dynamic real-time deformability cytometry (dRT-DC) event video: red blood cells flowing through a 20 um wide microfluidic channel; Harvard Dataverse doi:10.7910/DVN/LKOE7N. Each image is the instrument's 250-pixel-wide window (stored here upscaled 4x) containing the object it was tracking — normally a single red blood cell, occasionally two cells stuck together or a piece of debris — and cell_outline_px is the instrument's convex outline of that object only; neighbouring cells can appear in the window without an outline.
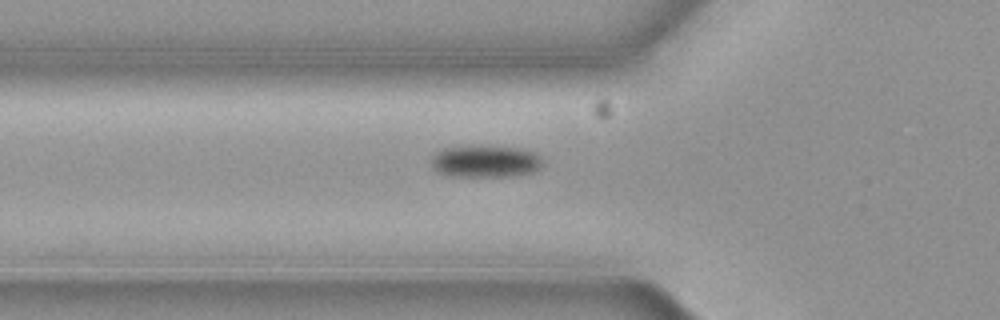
{"species": "common noctule bat (a hibernating species)", "species_latin": "Nyctalus noctula", "temperature_condition": "cold", "stored_images_in_passage": 43, "camera_frame_rate_fps": 3000, "um_per_image_px": 0.085, "animal": {"sex": "female", "body_mass_g": 19.3, "forearm_length_mm": 54.1}, "frame": {"image": 1, "passage_image": 8, "time_ms": 2.333, "image_size_px": [1000, 320], "cell_outline_px": [[540, 164], [532, 172], [508, 176], [452, 176], [436, 172], [432, 164], [432, 160], [444, 148], [480, 144], [520, 148], [532, 152], [540, 160]], "centroid_in_image_um": [41.21, 13.69], "position_along_channel_um": 84.6, "area_um2": 20.52}}
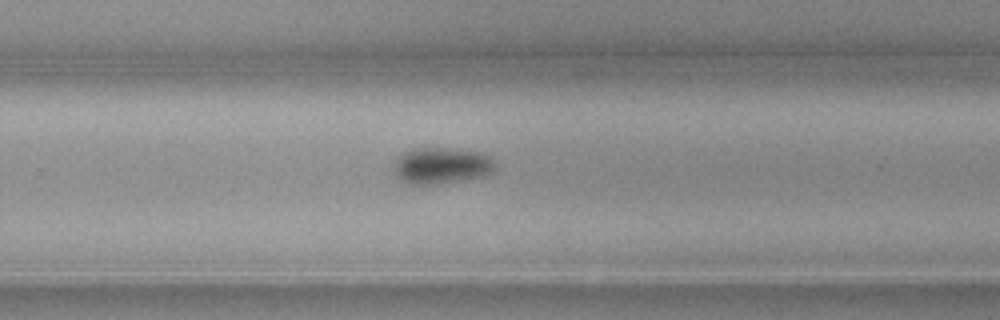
{"frame": {"image": 2, "passage_image": 25, "time_ms": 8.0, "image_size_px": [1000, 320], "cell_outline_px": [[496, 168], [492, 172], [484, 176], [436, 184], [412, 184], [404, 180], [396, 172], [396, 160], [400, 152], [412, 148], [444, 148], [480, 152], [492, 156], [496, 160]], "centroid_in_image_um": [37.61, 14.05], "position_along_channel_um": 292.2, "area_um2": 21.33}}
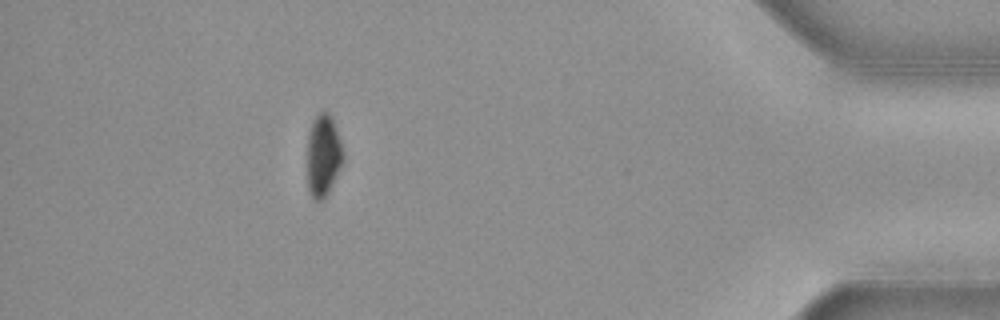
{"frame": {"image": 3, "passage_image": 39, "time_ms": 12.667, "image_size_px": [1000, 320], "cell_outline_px": [[344, 164], [324, 200], [312, 200], [308, 188], [308, 132], [312, 120], [320, 112], [328, 112], [336, 128], [344, 152]], "centroid_in_image_um": [27.49, 13.26], "position_along_channel_um": 407.7, "area_um2": 17.4}, "authors_computed_cell_mechanics": {"area_um2": 21.3282, "velocity_mm_per_s": 3.6734, "shape_relaxation_time_tau1_ms": 2.8913, "shape_relaxation_time_tau2_ms": null, "deformation_change_tau1": 0.0792, "deformation_change_tau2": null}}